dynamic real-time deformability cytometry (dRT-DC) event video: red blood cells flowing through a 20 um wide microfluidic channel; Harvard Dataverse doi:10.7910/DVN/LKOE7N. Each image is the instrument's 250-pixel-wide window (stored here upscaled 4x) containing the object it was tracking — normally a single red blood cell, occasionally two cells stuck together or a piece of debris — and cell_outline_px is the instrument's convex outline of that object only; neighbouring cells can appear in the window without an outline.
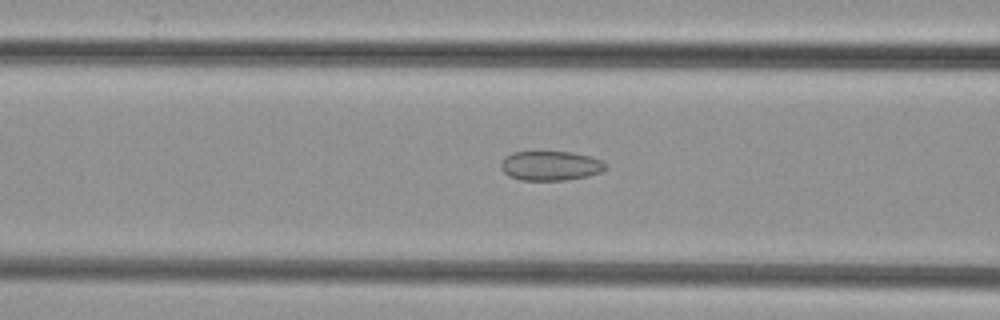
{"species": "common noctule bat (a hibernating species)", "species_latin": "Nyctalus noctula", "temperature_condition": "cold", "stored_images_in_passage": 41, "camera_frame_rate_fps": 3000, "um_per_image_px": 0.085, "animal": {"sex": "female", "body_mass_g": 29.2, "forearm_length_mm": 56.3}, "frame": {"image": 1, "passage_image": 10, "time_ms": 3.0, "image_size_px": [1000, 320], "cell_outline_px": [[608, 168], [600, 172], [588, 176], [564, 180], [520, 180], [508, 176], [500, 168], [500, 160], [504, 156], [512, 152], [572, 152], [588, 156], [600, 160], [608, 164]], "centroid_in_image_um": [46.76, 14.09], "position_along_channel_um": 119.8, "area_um2": 18.15}}
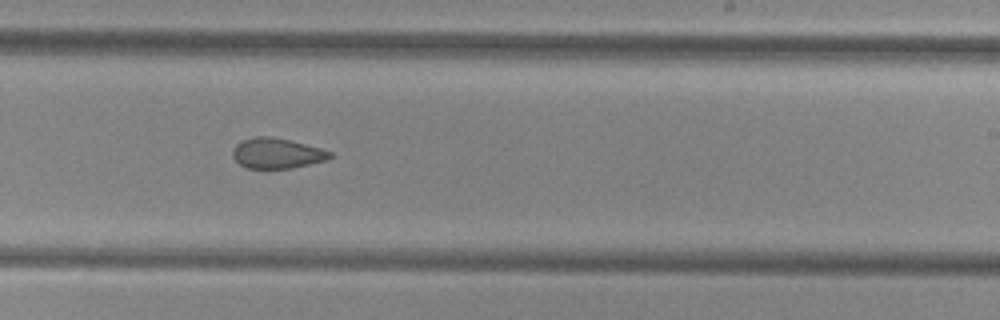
{"frame": {"image": 2, "passage_image": 21, "time_ms": 6.667, "image_size_px": [1000, 320], "cell_outline_px": [[332, 156], [328, 160], [292, 168], [248, 168], [240, 164], [232, 156], [232, 148], [240, 140], [252, 136], [268, 136], [288, 140], [320, 148], [332, 152]], "centroid_in_image_um": [23.51, 13.02], "position_along_channel_um": 265.5, "area_um2": 17.22}}
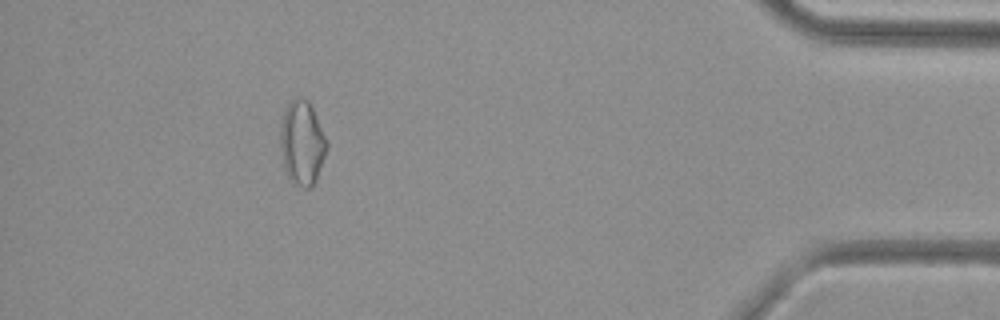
{"frame": {"image": 3, "passage_image": 36, "time_ms": 11.667, "image_size_px": [1000, 320], "cell_outline_px": [[328, 148], [316, 180], [312, 188], [304, 188], [288, 180], [284, 168], [280, 148], [280, 128], [284, 112], [288, 104], [296, 96], [308, 100], [316, 116], [328, 144]], "centroid_in_image_um": [25.67, 12.18], "position_along_channel_um": 409.5, "area_um2": 22.89}}